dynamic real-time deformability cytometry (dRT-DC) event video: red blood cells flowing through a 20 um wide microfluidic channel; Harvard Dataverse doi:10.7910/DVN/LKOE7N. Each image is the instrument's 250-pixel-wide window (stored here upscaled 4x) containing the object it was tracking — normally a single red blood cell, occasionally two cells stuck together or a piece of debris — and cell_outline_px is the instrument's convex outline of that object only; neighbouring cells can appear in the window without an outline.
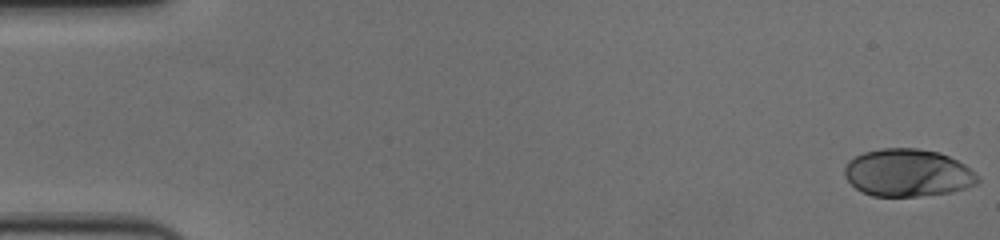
{"species": "human", "species_latin": "Homo sapiens", "temperature_condition": "cold", "stored_images_in_passage": 57, "camera_frame_rate_fps": 3000, "um_per_image_px": 0.085, "donor": {"sex": "female"}, "frame": {"image": 1, "passage_image": 1, "time_ms": 0.0, "image_size_px": [1000, 240], "cell_outline_px": [[980, 180], [976, 184], [952, 192], [916, 196], [872, 196], [860, 192], [848, 180], [844, 172], [844, 168], [848, 160], [864, 152], [884, 148], [916, 148], [940, 152], [964, 164], [980, 176]], "centroid_in_image_um": [77.16, 14.69], "position_along_channel_um": 7.8, "area_um2": 36.93}}
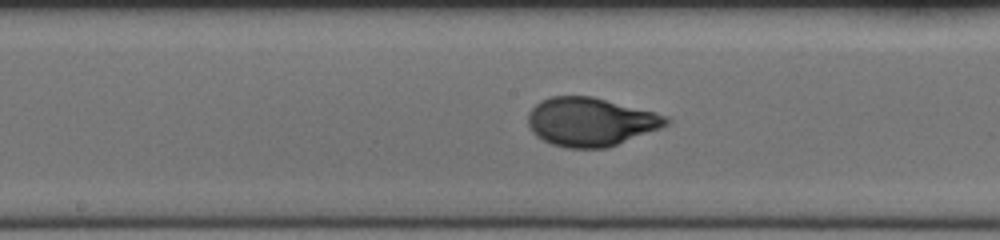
{"frame": {"image": 2, "passage_image": 30, "time_ms": 9.667, "image_size_px": [1000, 240], "cell_outline_px": [[672, 120], [668, 124], [660, 128], [608, 148], [568, 148], [552, 144], [536, 136], [532, 132], [528, 124], [528, 112], [540, 100], [552, 96], [592, 96], [668, 116]], "centroid_in_image_um": [50.18, 10.36], "position_along_channel_um": 198.0, "area_um2": 39.02}}
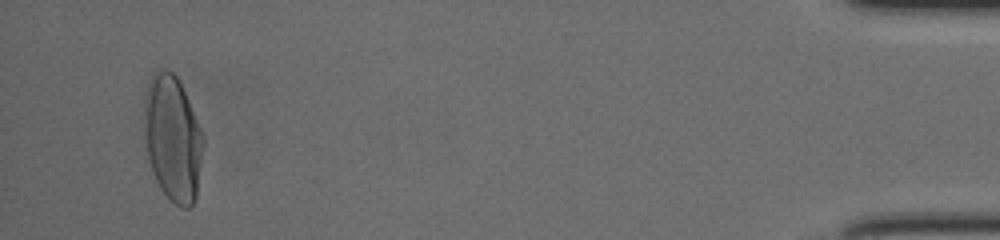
{"frame": {"image": 3, "passage_image": 55, "time_ms": 18.0, "image_size_px": [1000, 240], "cell_outline_px": [[204, 144], [196, 196], [192, 204], [188, 208], [180, 208], [160, 188], [156, 180], [148, 156], [144, 136], [144, 112], [148, 88], [152, 76], [156, 72], [172, 72], [176, 76], [184, 92], [204, 136]], "centroid_in_image_um": [14.7, 11.82], "position_along_channel_um": 420.5, "area_um2": 42.25}, "authors_computed_cell_mechanics": {"area_um2": 38.2058, "velocity_mm_per_s": 3.6125, "shape_relaxation_time_tau1_ms": 4.116, "shape_relaxation_time_tau2_ms": null, "deformation_change_tau1": 0.1981, "deformation_change_tau2": null}}